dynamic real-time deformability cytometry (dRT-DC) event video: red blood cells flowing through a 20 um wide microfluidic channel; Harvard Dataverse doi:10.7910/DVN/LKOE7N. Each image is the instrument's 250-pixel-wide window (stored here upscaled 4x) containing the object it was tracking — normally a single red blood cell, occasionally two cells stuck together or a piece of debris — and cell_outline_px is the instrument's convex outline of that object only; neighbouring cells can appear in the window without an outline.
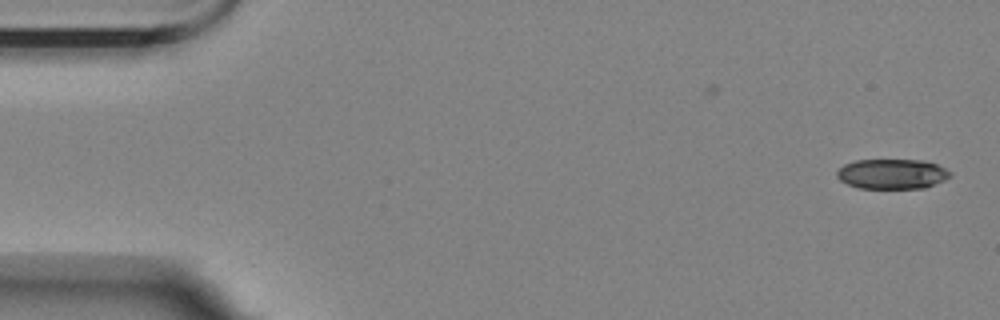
{"species": "Egyptian fruit bat (a non-hibernating species)", "species_latin": "Rousettus aegyptiacus", "temperature_condition": "room temperature", "stored_images_in_passage": 2, "camera_frame_rate_fps": 3000, "um_per_image_px": 0.085, "animal": {"sex": "female"}, "frame": {"image": 1, "passage_image": 2, "time_ms": 1.333, "image_size_px": [1000, 320], "cell_outline_px": [[952, 176], [944, 180], [924, 188], [860, 188], [848, 184], [840, 180], [836, 176], [836, 172], [844, 164], [856, 160], [924, 160], [936, 164], [952, 172]], "centroid_in_image_um": [75.83, 14.78], "position_along_channel_um": 9.2, "area_um2": 19.77}}